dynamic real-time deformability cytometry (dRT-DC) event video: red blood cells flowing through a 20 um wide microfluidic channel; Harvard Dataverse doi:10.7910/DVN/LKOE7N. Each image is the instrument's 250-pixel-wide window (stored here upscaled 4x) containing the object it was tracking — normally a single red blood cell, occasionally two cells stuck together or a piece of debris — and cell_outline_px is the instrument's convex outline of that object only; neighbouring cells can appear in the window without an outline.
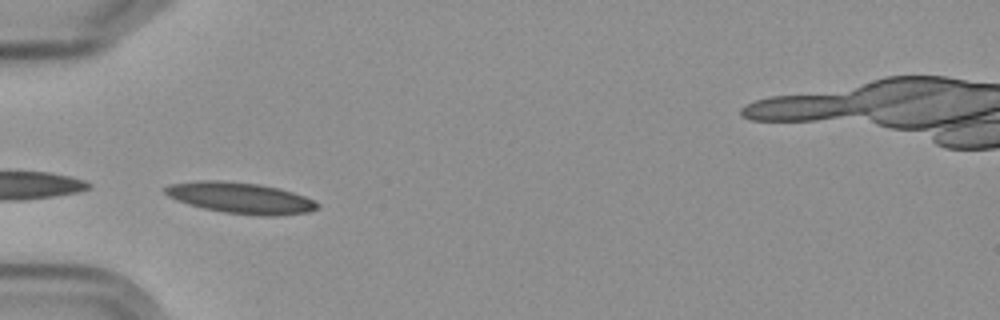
{"species": "Egyptian fruit bat (a non-hibernating species)", "species_latin": "Rousettus aegyptiacus", "temperature_condition": "cold", "stored_images_in_passage": 5, "camera_frame_rate_fps": 3000, "um_per_image_px": 0.085, "frame": {"image": 1, "passage_image": 4, "time_ms": 3.333, "image_size_px": [1000, 320], "cell_outline_px": [[320, 208], [308, 212], [276, 216], [256, 216], [224, 212], [204, 208], [188, 204], [176, 200], [168, 196], [164, 192], [164, 188], [168, 184], [204, 180], [220, 180], [260, 184], [280, 188], [304, 196], [320, 204]], "centroid_in_image_um": [20.45, 16.83], "position_along_channel_um": 64.5, "area_um2": 27.69}}
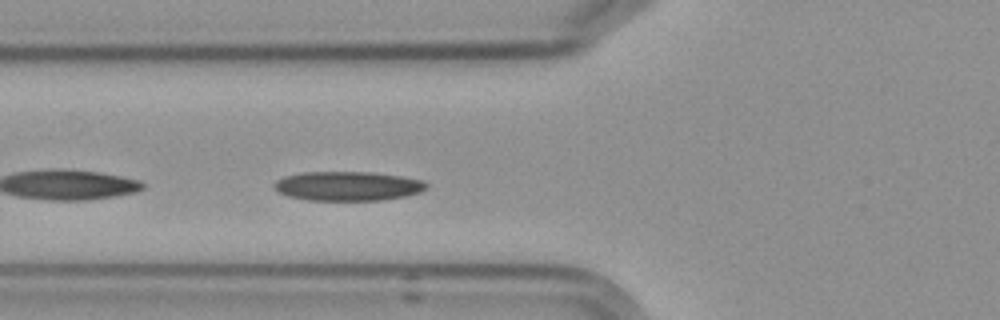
{"frame": {"image": 2, "passage_image": 5, "time_ms": 4.333, "image_size_px": [1000, 320], "cell_outline_px": [[428, 184], [420, 192], [404, 196], [380, 200], [308, 200], [288, 196], [272, 188], [272, 184], [276, 180], [284, 176], [304, 172], [372, 172], [400, 176], [424, 180]], "centroid_in_image_um": [29.52, 15.81], "position_along_channel_um": 96.3, "area_um2": 25.95}}